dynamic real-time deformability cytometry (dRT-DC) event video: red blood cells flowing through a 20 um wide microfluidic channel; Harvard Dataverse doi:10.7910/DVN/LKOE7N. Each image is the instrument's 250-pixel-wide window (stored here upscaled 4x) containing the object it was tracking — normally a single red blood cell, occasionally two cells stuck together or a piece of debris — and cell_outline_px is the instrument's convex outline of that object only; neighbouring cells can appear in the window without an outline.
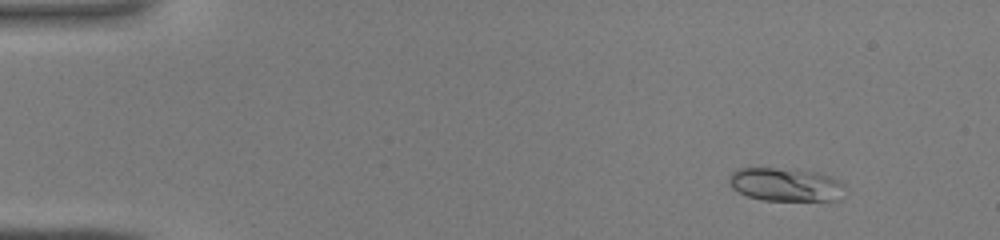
{"species": "common noctule bat (a hibernating species)", "species_latin": "Nyctalus noctula", "temperature_condition": "warm", "stored_images_in_passage": 42, "camera_frame_rate_fps": 3000, "um_per_image_px": 0.085, "animal": {"sex": "male", "body_mass_g": 19.0, "forearm_length_mm": 50.8}, "frame": {"image": 1, "passage_image": 3, "time_ms": 0.667, "image_size_px": [1000, 240], "cell_outline_px": [[844, 184], [840, 200], [764, 200], [748, 196], [732, 188], [728, 180], [728, 176], [736, 168], [776, 168], [816, 172], [840, 180]], "centroid_in_image_um": [66.75, 15.68], "position_along_channel_um": 18.3, "area_um2": 22.37}}
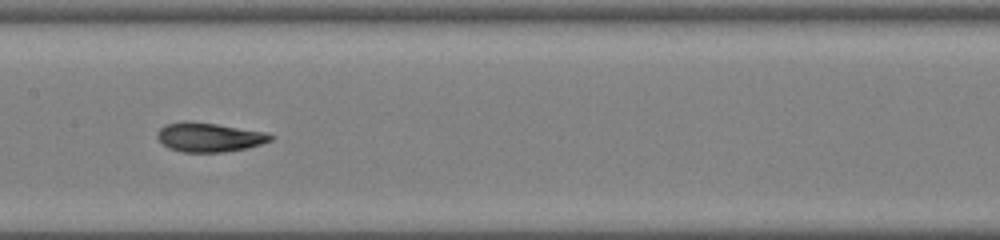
{"frame": {"image": 2, "passage_image": 21, "time_ms": 6.667, "image_size_px": [1000, 240], "cell_outline_px": [[276, 136], [272, 140], [248, 148], [224, 152], [184, 152], [168, 148], [156, 136], [156, 132], [164, 124], [184, 120], [188, 120], [216, 124], [268, 132]], "centroid_in_image_um": [17.79, 11.65], "position_along_channel_um": 189.6, "area_um2": 19.54}}
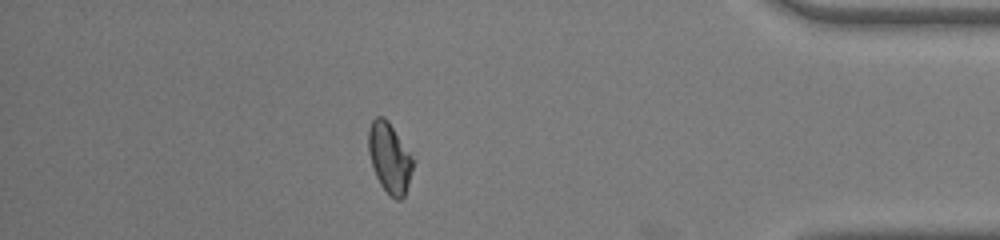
{"frame": {"image": 3, "passage_image": 37, "time_ms": 12.0, "image_size_px": [1000, 240], "cell_outline_px": [[416, 160], [404, 196], [400, 200], [396, 200], [388, 196], [380, 184], [376, 176], [368, 152], [368, 128], [372, 120], [376, 116], [384, 116], [388, 120]], "centroid_in_image_um": [33.12, 13.41], "position_along_channel_um": 402.1, "area_um2": 18.61}}